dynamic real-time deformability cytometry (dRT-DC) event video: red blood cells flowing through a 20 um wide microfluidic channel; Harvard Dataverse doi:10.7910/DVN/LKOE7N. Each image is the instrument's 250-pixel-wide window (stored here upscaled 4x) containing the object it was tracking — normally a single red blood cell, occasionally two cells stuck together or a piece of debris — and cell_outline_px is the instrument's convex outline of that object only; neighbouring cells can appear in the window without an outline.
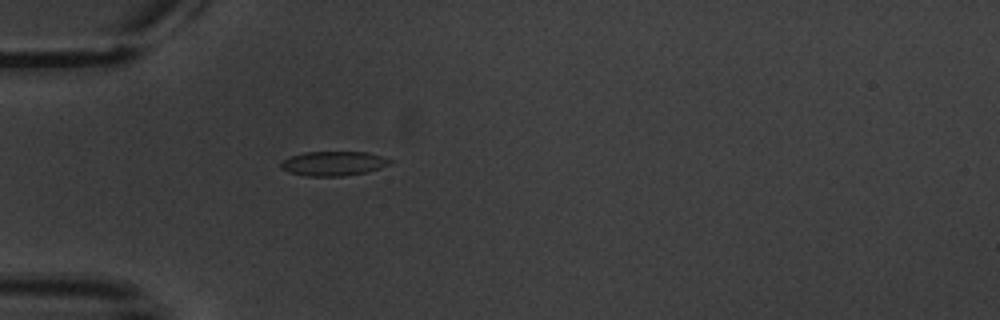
{"species": "common noctule bat (a hibernating species)", "species_latin": "Nyctalus noctula", "temperature_condition": "warm", "stored_images_in_passage": 1, "camera_frame_rate_fps": 3000, "um_per_image_px": 0.085, "animal": {"sex": "male", "body_mass_g": 20.1, "forearm_length_mm": 53.5}, "frame": {"image": 1, "passage_image": 1, "time_ms": 0.0, "image_size_px": [1000, 320], "cell_outline_px": [[392, 160], [388, 164], [380, 168], [364, 172], [344, 176], [304, 176], [288, 172], [280, 168], [280, 164], [288, 156], [304, 152], [368, 152]], "centroid_in_image_um": [28.27, 13.89], "position_along_channel_um": 56.7, "area_um2": 15.49}}